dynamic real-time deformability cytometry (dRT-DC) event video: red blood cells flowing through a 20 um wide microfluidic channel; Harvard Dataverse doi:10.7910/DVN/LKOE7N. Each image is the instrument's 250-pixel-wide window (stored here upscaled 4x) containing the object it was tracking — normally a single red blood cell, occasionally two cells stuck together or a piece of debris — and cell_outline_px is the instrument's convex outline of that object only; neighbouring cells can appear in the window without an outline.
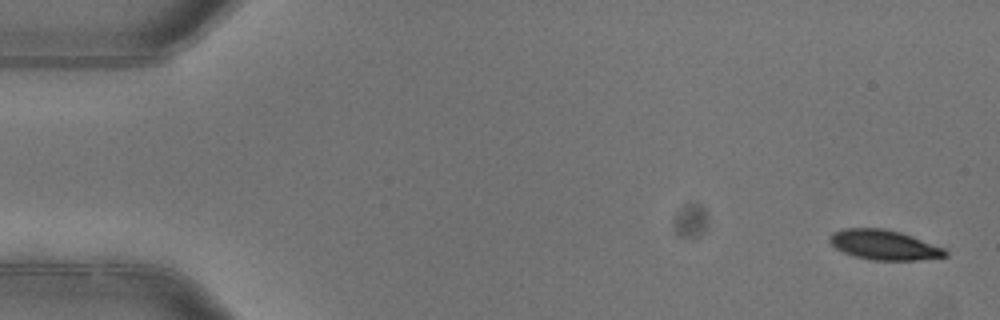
{"species": "common noctule bat (a hibernating species)", "species_latin": "Nyctalus noctula", "temperature_condition": "warm", "stored_images_in_passage": 4, "camera_frame_rate_fps": 3000, "um_per_image_px": 0.085, "animal": {"sex": "female"}, "frame": {"image": 1, "passage_image": 1, "time_ms": 0.0, "image_size_px": [1000, 320], "cell_outline_px": [[948, 256], [916, 260], [872, 260], [856, 256], [844, 252], [836, 248], [828, 240], [832, 232], [844, 228], [884, 228], [900, 232], [912, 236], [944, 248], [948, 252]], "centroid_in_image_um": [75.14, 20.81], "position_along_channel_um": 9.9, "area_um2": 20.0}}
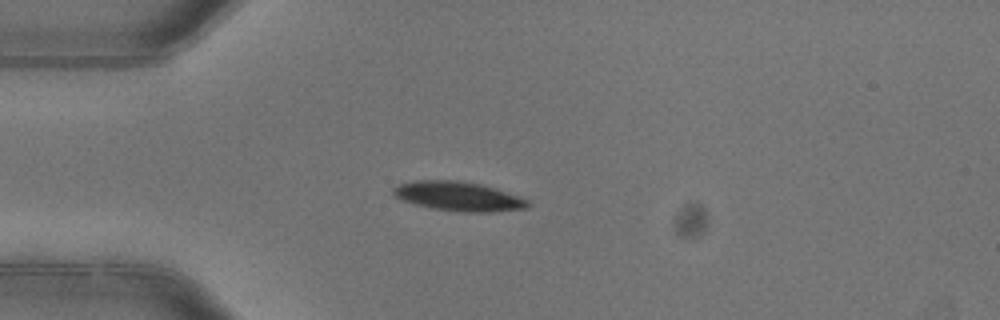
{"frame": {"image": 2, "passage_image": 4, "time_ms": 1.0, "image_size_px": [1000, 320], "cell_outline_px": [[532, 204], [528, 208], [488, 212], [464, 212], [432, 208], [416, 204], [404, 200], [396, 196], [392, 192], [392, 188], [400, 184], [416, 180], [456, 180], [480, 184], [496, 188], [520, 196], [528, 200]], "centroid_in_image_um": [39.02, 16.68], "position_along_channel_um": 46.0, "area_um2": 22.89}}